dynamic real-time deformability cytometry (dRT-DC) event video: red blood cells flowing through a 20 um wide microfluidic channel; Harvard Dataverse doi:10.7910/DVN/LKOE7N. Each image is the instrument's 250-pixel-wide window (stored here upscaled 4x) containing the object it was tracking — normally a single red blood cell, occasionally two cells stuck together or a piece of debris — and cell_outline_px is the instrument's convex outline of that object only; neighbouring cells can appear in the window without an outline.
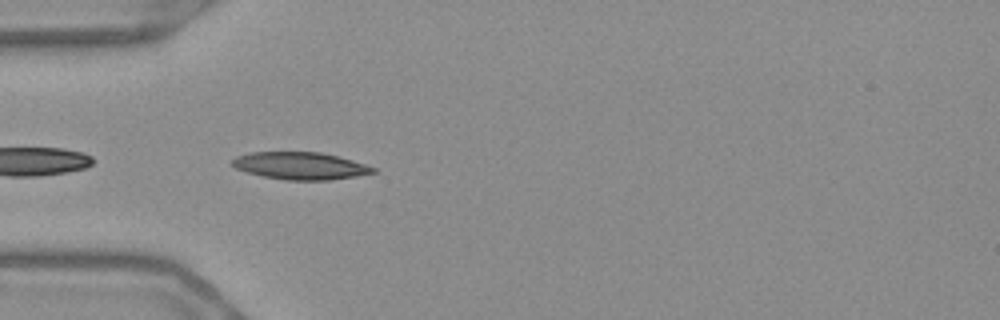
{"species": "Egyptian fruit bat (a non-hibernating species)", "species_latin": "Rousettus aegyptiacus", "temperature_condition": "warm", "stored_images_in_passage": 37, "camera_frame_rate_fps": 3000, "um_per_image_px": 0.085, "frame": {"image": 1, "passage_image": 2, "time_ms": 0.333, "image_size_px": [1000, 320], "cell_outline_px": [[376, 172], [356, 176], [328, 180], [284, 180], [264, 176], [248, 172], [236, 168], [232, 164], [232, 160], [236, 156], [248, 152], [320, 152], [352, 160], [376, 168]], "centroid_in_image_um": [25.52, 14.09], "position_along_channel_um": 59.5, "area_um2": 22.25}}
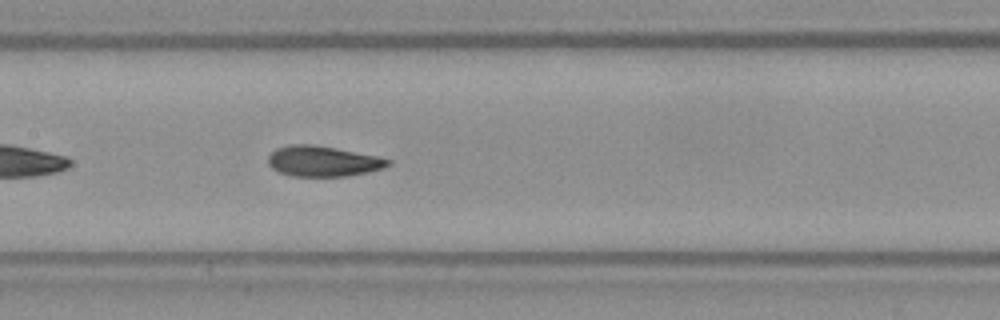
{"frame": {"image": 2, "passage_image": 12, "time_ms": 3.667, "image_size_px": [1000, 320], "cell_outline_px": [[392, 164], [384, 168], [368, 172], [348, 176], [292, 176], [280, 172], [272, 168], [268, 164], [268, 156], [276, 148], [288, 144], [312, 144], [336, 148], [376, 156], [392, 160]], "centroid_in_image_um": [27.45, 13.7], "position_along_channel_um": 179.9, "area_um2": 21.39}}
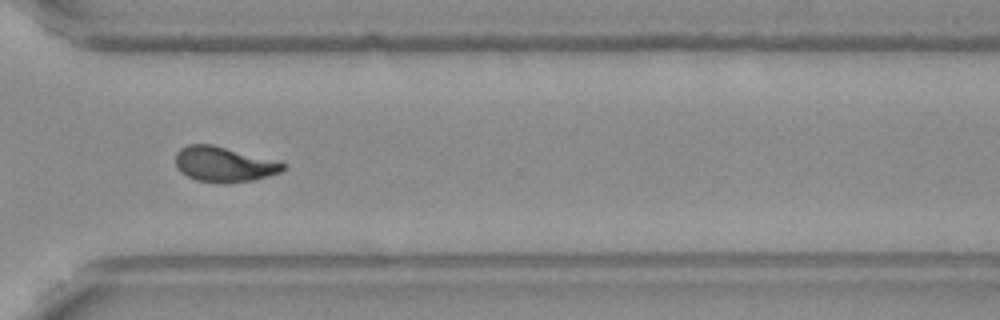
{"frame": {"image": 3, "passage_image": 26, "time_ms": 8.333, "image_size_px": [1000, 320], "cell_outline_px": [[288, 164], [280, 172], [268, 176], [252, 180], [228, 184], [196, 180], [180, 172], [176, 168], [176, 152], [180, 148], [188, 144], [212, 144]], "centroid_in_image_um": [19.0, 13.97], "position_along_channel_um": 351.6, "area_um2": 21.96}, "authors_computed_cell_mechanics": {"area_um2": 21.7906, "velocity_mm_per_s": 3.6777, "shape_relaxation_time_tau1_ms": 4.8546, "shape_relaxation_time_tau2_ms": 1.5794, "deformation_change_tau1": 0.1668, "deformation_change_tau2": 0.0671}}